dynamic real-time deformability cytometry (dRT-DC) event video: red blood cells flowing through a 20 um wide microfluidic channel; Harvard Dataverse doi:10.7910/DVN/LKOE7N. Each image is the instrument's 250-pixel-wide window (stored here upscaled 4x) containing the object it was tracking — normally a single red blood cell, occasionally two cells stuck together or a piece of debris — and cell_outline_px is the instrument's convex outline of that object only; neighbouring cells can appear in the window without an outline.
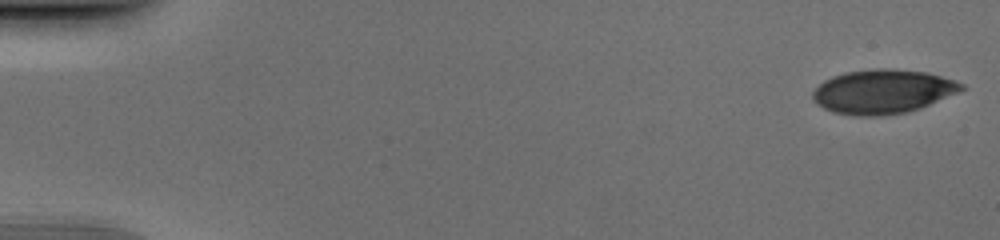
{"species": "human", "species_latin": "Homo sapiens", "temperature_condition": "cold", "stored_images_in_passage": 51, "camera_frame_rate_fps": 3000, "um_per_image_px": 0.085, "donor": {"sex": "male"}, "frame": {"image": 1, "passage_image": 1, "time_ms": 0.0, "image_size_px": [1000, 240], "cell_outline_px": [[968, 88], [960, 92], [920, 108], [908, 112], [880, 116], [856, 116], [832, 112], [816, 104], [812, 100], [812, 92], [824, 80], [832, 76], [844, 72], [876, 68], [888, 68], [928, 72], [956, 80], [964, 84]], "centroid_in_image_um": [75.06, 7.78], "position_along_channel_um": 9.9, "area_um2": 38.73}}
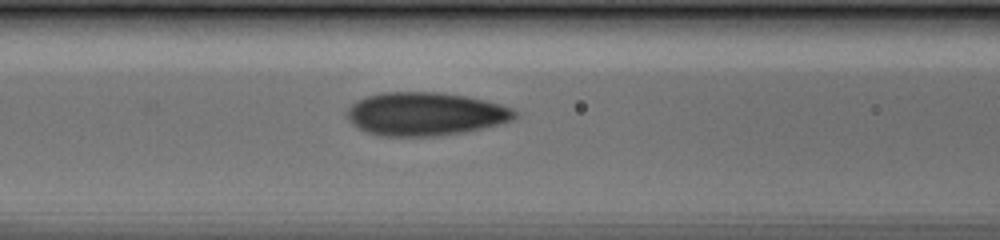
{"frame": {"image": 2, "passage_image": 22, "time_ms": 7.0, "image_size_px": [1000, 240], "cell_outline_px": [[516, 116], [512, 120], [464, 132], [440, 136], [380, 136], [368, 132], [352, 124], [348, 120], [344, 112], [356, 100], [380, 92], [440, 92], [464, 96], [484, 100], [500, 104], [512, 108], [516, 112]], "centroid_in_image_um": [36.09, 9.68], "position_along_channel_um": 130.5, "area_um2": 42.25}}
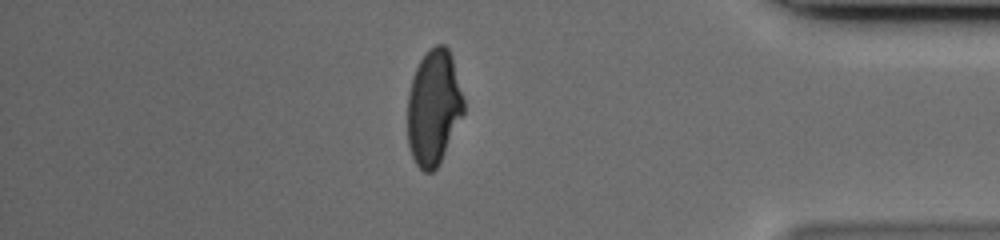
{"frame": {"image": 3, "passage_image": 44, "time_ms": 14.333, "image_size_px": [1000, 240], "cell_outline_px": [[464, 112], [440, 164], [432, 172], [424, 172], [416, 164], [412, 156], [408, 144], [408, 92], [412, 76], [420, 60], [436, 44], [444, 44], [448, 48], [452, 56], [464, 100]], "centroid_in_image_um": [36.86, 9.15], "position_along_channel_um": 398.3, "area_um2": 37.74}}